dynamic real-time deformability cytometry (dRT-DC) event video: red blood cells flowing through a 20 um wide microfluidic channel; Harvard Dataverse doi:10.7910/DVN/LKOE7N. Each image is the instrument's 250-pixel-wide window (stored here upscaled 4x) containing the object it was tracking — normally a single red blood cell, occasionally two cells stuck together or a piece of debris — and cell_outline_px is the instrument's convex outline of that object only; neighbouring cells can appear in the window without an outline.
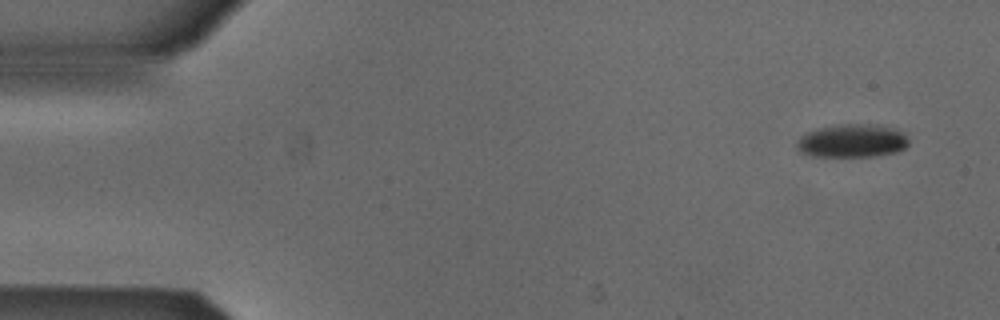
{"species": "Egyptian fruit bat (a non-hibernating species)", "species_latin": "Rousettus aegyptiacus", "temperature_condition": "cold", "stored_images_in_passage": 8, "camera_frame_rate_fps": 3000, "um_per_image_px": 0.085, "animal": {"sex": "male"}, "frame": {"image": 1, "passage_image": 1, "time_ms": 0.0, "image_size_px": [1000, 320], "cell_outline_px": [[908, 144], [904, 148], [896, 152], [876, 156], [808, 156], [800, 152], [796, 148], [796, 140], [800, 136], [808, 132], [820, 128], [840, 124], [860, 124], [892, 128], [904, 132], [908, 140]], "centroid_in_image_um": [72.39, 11.99], "position_along_channel_um": 12.6, "area_um2": 21.56}}